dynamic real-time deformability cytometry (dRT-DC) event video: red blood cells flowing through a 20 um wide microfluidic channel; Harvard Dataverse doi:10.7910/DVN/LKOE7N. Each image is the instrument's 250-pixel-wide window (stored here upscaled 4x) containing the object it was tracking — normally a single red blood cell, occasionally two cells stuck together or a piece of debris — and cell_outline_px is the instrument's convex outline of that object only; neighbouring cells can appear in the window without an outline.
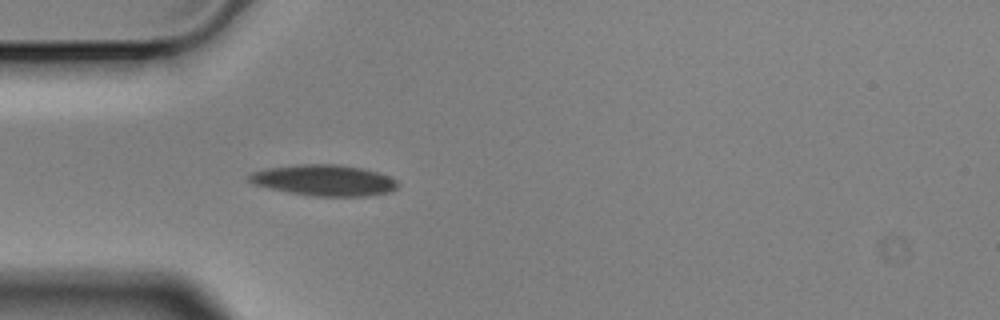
{"species": "Egyptian fruit bat (a non-hibernating species)", "species_latin": "Rousettus aegyptiacus", "temperature_condition": "cold", "stored_images_in_passage": 3, "camera_frame_rate_fps": 3000, "um_per_image_px": 0.085, "animal": {"sex": "male"}, "frame": {"image": 1, "passage_image": 3, "time_ms": 0.667, "image_size_px": [1000, 320], "cell_outline_px": [[396, 188], [392, 192], [368, 196], [312, 196], [288, 192], [268, 188], [256, 184], [248, 180], [248, 176], [252, 172], [268, 168], [296, 164], [336, 164], [360, 168], [376, 172], [388, 176], [396, 180]], "centroid_in_image_um": [27.54, 15.33], "position_along_channel_um": 57.5, "area_um2": 26.7}}